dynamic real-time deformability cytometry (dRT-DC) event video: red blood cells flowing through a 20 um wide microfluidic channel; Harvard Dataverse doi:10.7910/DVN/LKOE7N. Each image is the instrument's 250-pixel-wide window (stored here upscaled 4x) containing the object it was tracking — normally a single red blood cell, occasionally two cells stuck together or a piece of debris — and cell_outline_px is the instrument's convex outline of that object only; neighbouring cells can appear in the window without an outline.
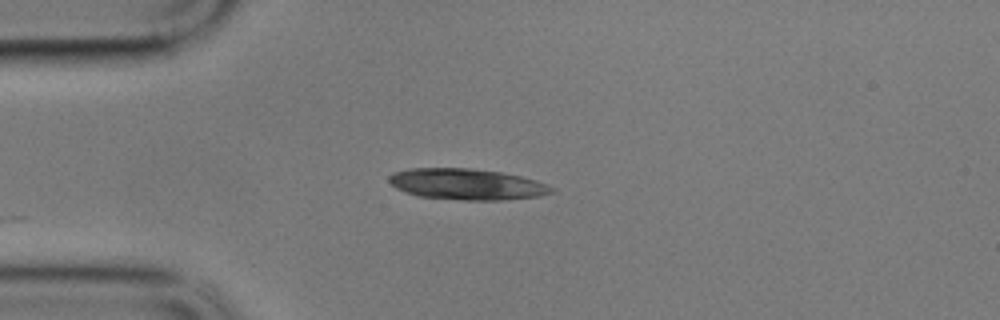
{"species": "common noctule bat (a hibernating species)", "species_latin": "Nyctalus noctula", "temperature_condition": "cold", "stored_images_in_passage": 11, "camera_frame_rate_fps": 3000, "um_per_image_px": 0.085, "animal": {"sex": "male", "body_mass_g": 17.9}, "frame": {"image": 1, "passage_image": 1, "time_ms": 0.0, "image_size_px": [1000, 320], "cell_outline_px": [[556, 192], [540, 196], [500, 200], [464, 200], [416, 196], [404, 192], [396, 188], [388, 180], [388, 176], [392, 172], [408, 168], [468, 168], [500, 172], [520, 176], [536, 180], [556, 188]], "centroid_in_image_um": [39.67, 15.66], "position_along_channel_um": 45.3, "area_um2": 29.65}}